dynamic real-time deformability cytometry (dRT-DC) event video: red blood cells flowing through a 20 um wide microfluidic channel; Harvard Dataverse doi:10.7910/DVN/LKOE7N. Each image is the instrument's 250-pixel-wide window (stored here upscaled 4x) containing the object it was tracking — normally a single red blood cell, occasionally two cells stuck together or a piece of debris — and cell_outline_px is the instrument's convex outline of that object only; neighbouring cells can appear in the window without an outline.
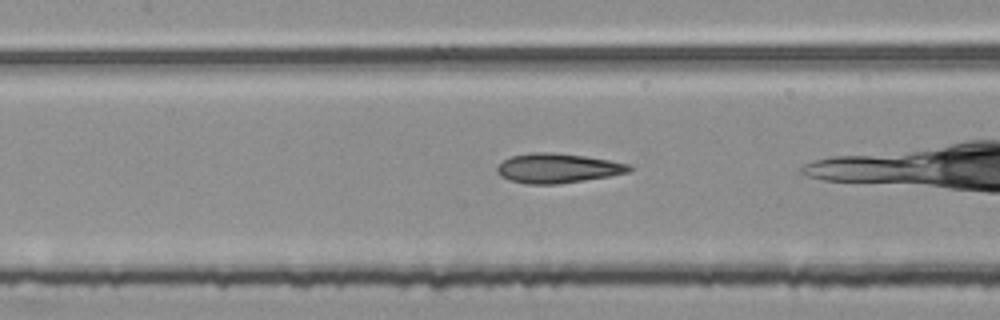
{"species": "common noctule bat (a hibernating species)", "species_latin": "Nyctalus noctula", "temperature_condition": "room temperature", "stored_images_in_passage": 36, "camera_frame_rate_fps": 3000, "um_per_image_px": 0.085, "animal": {"sex": "female", "body_mass_g": 25.1}, "frame": {"image": 1, "passage_image": 18, "time_ms": 5.667, "image_size_px": [1000, 320], "cell_outline_px": [[632, 168], [628, 172], [608, 176], [560, 184], [528, 184], [508, 180], [500, 176], [496, 172], [496, 168], [504, 160], [512, 156], [532, 152], [552, 152], [584, 156], [608, 160], [628, 164]], "centroid_in_image_um": [47.35, 14.3], "position_along_channel_um": 160.1, "area_um2": 22.6}}
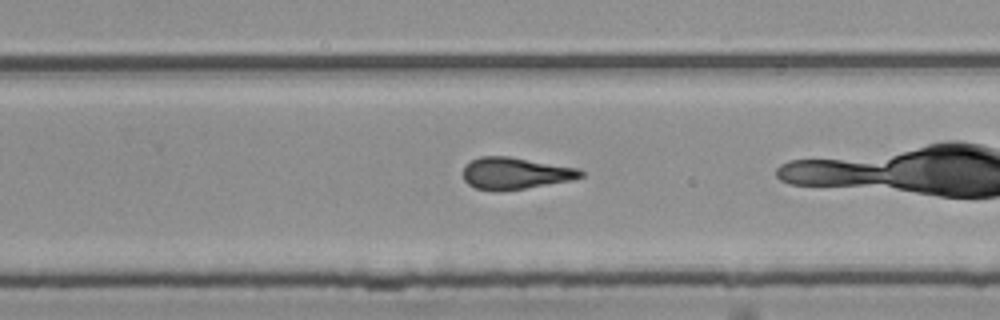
{"frame": {"image": 2, "passage_image": 28, "time_ms": 9.0, "image_size_px": [1000, 320], "cell_outline_px": [[584, 176], [572, 180], [504, 192], [492, 192], [476, 188], [468, 184], [464, 180], [464, 164], [480, 156], [508, 156], [580, 168], [584, 172]], "centroid_in_image_um": [43.8, 14.74], "position_along_channel_um": 286.0, "area_um2": 22.2}}
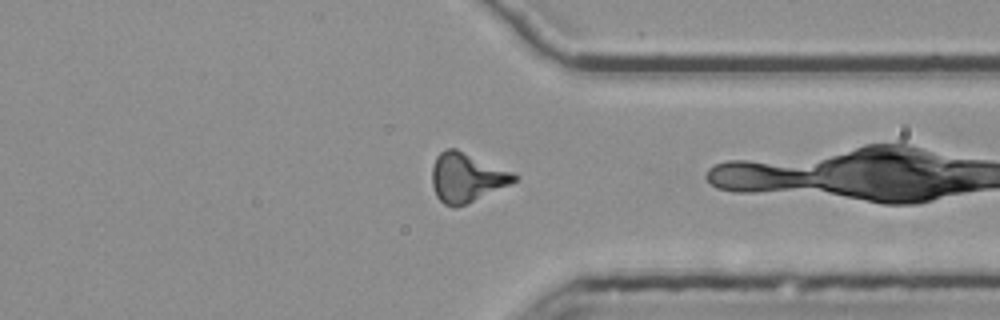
{"frame": {"image": 3, "passage_image": 35, "time_ms": 11.333, "image_size_px": [1000, 320], "cell_outline_px": [[520, 176], [516, 180], [468, 204], [456, 208], [452, 208], [444, 204], [436, 196], [432, 184], [432, 168], [436, 156], [440, 152], [448, 148], [456, 148], [516, 172]], "centroid_in_image_um": [39.67, 15.08], "position_along_channel_um": 371.7, "area_um2": 23.81}}